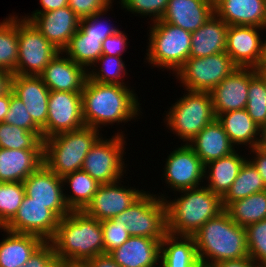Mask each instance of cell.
<instances>
[{"instance_id": "6da1fadb", "label": "cell", "mask_w": 266, "mask_h": 267, "mask_svg": "<svg viewBox=\"0 0 266 267\" xmlns=\"http://www.w3.org/2000/svg\"><path fill=\"white\" fill-rule=\"evenodd\" d=\"M130 89L129 86L103 84L87 78L81 92L85 126L102 131V126L139 119L141 104L137 94Z\"/></svg>"}, {"instance_id": "7a4b0ae2", "label": "cell", "mask_w": 266, "mask_h": 267, "mask_svg": "<svg viewBox=\"0 0 266 267\" xmlns=\"http://www.w3.org/2000/svg\"><path fill=\"white\" fill-rule=\"evenodd\" d=\"M50 242L59 262L85 264L105 253L101 221L83 211H71L62 217Z\"/></svg>"}, {"instance_id": "3957f363", "label": "cell", "mask_w": 266, "mask_h": 267, "mask_svg": "<svg viewBox=\"0 0 266 267\" xmlns=\"http://www.w3.org/2000/svg\"><path fill=\"white\" fill-rule=\"evenodd\" d=\"M192 237L202 267L249 257L246 229L236 224L225 210L209 219Z\"/></svg>"}, {"instance_id": "277c9868", "label": "cell", "mask_w": 266, "mask_h": 267, "mask_svg": "<svg viewBox=\"0 0 266 267\" xmlns=\"http://www.w3.org/2000/svg\"><path fill=\"white\" fill-rule=\"evenodd\" d=\"M178 192L181 195L177 199L165 198L168 234L192 236L209 219L224 211L222 197L205 185Z\"/></svg>"}, {"instance_id": "5b68a950", "label": "cell", "mask_w": 266, "mask_h": 267, "mask_svg": "<svg viewBox=\"0 0 266 267\" xmlns=\"http://www.w3.org/2000/svg\"><path fill=\"white\" fill-rule=\"evenodd\" d=\"M99 130L84 126L43 140V164L57 176L81 170L84 159L102 136Z\"/></svg>"}, {"instance_id": "8992f818", "label": "cell", "mask_w": 266, "mask_h": 267, "mask_svg": "<svg viewBox=\"0 0 266 267\" xmlns=\"http://www.w3.org/2000/svg\"><path fill=\"white\" fill-rule=\"evenodd\" d=\"M148 32L145 60L152 67L172 70L175 74L190 58L191 32L161 20L152 22Z\"/></svg>"}, {"instance_id": "52a82bcc", "label": "cell", "mask_w": 266, "mask_h": 267, "mask_svg": "<svg viewBox=\"0 0 266 267\" xmlns=\"http://www.w3.org/2000/svg\"><path fill=\"white\" fill-rule=\"evenodd\" d=\"M185 93L166 111L164 123L179 140L188 144L216 116L210 92L186 90Z\"/></svg>"}, {"instance_id": "ba28073f", "label": "cell", "mask_w": 266, "mask_h": 267, "mask_svg": "<svg viewBox=\"0 0 266 267\" xmlns=\"http://www.w3.org/2000/svg\"><path fill=\"white\" fill-rule=\"evenodd\" d=\"M148 192L112 220L125 223L131 236L162 241L168 234L166 197Z\"/></svg>"}, {"instance_id": "9c48e42d", "label": "cell", "mask_w": 266, "mask_h": 267, "mask_svg": "<svg viewBox=\"0 0 266 267\" xmlns=\"http://www.w3.org/2000/svg\"><path fill=\"white\" fill-rule=\"evenodd\" d=\"M123 132L118 131L108 139L101 136L84 159L81 170L87 172L101 185L123 180L127 171L125 170L127 165L123 161L127 145Z\"/></svg>"}, {"instance_id": "30bf717a", "label": "cell", "mask_w": 266, "mask_h": 267, "mask_svg": "<svg viewBox=\"0 0 266 267\" xmlns=\"http://www.w3.org/2000/svg\"><path fill=\"white\" fill-rule=\"evenodd\" d=\"M238 66L226 53L203 58H189L175 73L184 90L210 92Z\"/></svg>"}, {"instance_id": "8fae6325", "label": "cell", "mask_w": 266, "mask_h": 267, "mask_svg": "<svg viewBox=\"0 0 266 267\" xmlns=\"http://www.w3.org/2000/svg\"><path fill=\"white\" fill-rule=\"evenodd\" d=\"M18 18V61L14 75L39 76L60 52L28 20Z\"/></svg>"}, {"instance_id": "7c38bea8", "label": "cell", "mask_w": 266, "mask_h": 267, "mask_svg": "<svg viewBox=\"0 0 266 267\" xmlns=\"http://www.w3.org/2000/svg\"><path fill=\"white\" fill-rule=\"evenodd\" d=\"M84 126L81 93L50 91L48 117L46 126L42 129V139L78 130Z\"/></svg>"}, {"instance_id": "4fadbf2b", "label": "cell", "mask_w": 266, "mask_h": 267, "mask_svg": "<svg viewBox=\"0 0 266 267\" xmlns=\"http://www.w3.org/2000/svg\"><path fill=\"white\" fill-rule=\"evenodd\" d=\"M165 160L162 175L166 186L168 184L175 193L199 187L204 182L205 165L188 144L175 148Z\"/></svg>"}, {"instance_id": "5bb4252c", "label": "cell", "mask_w": 266, "mask_h": 267, "mask_svg": "<svg viewBox=\"0 0 266 267\" xmlns=\"http://www.w3.org/2000/svg\"><path fill=\"white\" fill-rule=\"evenodd\" d=\"M60 218L47 205L32 201L25 195L17 214L4 227L14 232L31 234L43 241H51L55 236Z\"/></svg>"}, {"instance_id": "9a60e30c", "label": "cell", "mask_w": 266, "mask_h": 267, "mask_svg": "<svg viewBox=\"0 0 266 267\" xmlns=\"http://www.w3.org/2000/svg\"><path fill=\"white\" fill-rule=\"evenodd\" d=\"M121 180L102 184L83 212L99 221L113 219L130 207L146 191L134 187L128 188Z\"/></svg>"}, {"instance_id": "2e32d148", "label": "cell", "mask_w": 266, "mask_h": 267, "mask_svg": "<svg viewBox=\"0 0 266 267\" xmlns=\"http://www.w3.org/2000/svg\"><path fill=\"white\" fill-rule=\"evenodd\" d=\"M25 195L32 201L47 205L60 219L71 211L64 199L62 177L42 164L23 181Z\"/></svg>"}, {"instance_id": "e0dca14e", "label": "cell", "mask_w": 266, "mask_h": 267, "mask_svg": "<svg viewBox=\"0 0 266 267\" xmlns=\"http://www.w3.org/2000/svg\"><path fill=\"white\" fill-rule=\"evenodd\" d=\"M255 68L238 67L211 91L215 116L246 109L250 80L256 75Z\"/></svg>"}, {"instance_id": "ac0fdd59", "label": "cell", "mask_w": 266, "mask_h": 267, "mask_svg": "<svg viewBox=\"0 0 266 267\" xmlns=\"http://www.w3.org/2000/svg\"><path fill=\"white\" fill-rule=\"evenodd\" d=\"M22 17L30 21L60 51L69 44L80 23V18L69 6Z\"/></svg>"}, {"instance_id": "d6986e66", "label": "cell", "mask_w": 266, "mask_h": 267, "mask_svg": "<svg viewBox=\"0 0 266 267\" xmlns=\"http://www.w3.org/2000/svg\"><path fill=\"white\" fill-rule=\"evenodd\" d=\"M261 30V31H260ZM266 28L245 25L228 26L225 52L238 67L255 68L261 60Z\"/></svg>"}, {"instance_id": "ffe728a7", "label": "cell", "mask_w": 266, "mask_h": 267, "mask_svg": "<svg viewBox=\"0 0 266 267\" xmlns=\"http://www.w3.org/2000/svg\"><path fill=\"white\" fill-rule=\"evenodd\" d=\"M39 76L50 91L81 93L88 73L85 67L60 51Z\"/></svg>"}, {"instance_id": "44dd1931", "label": "cell", "mask_w": 266, "mask_h": 267, "mask_svg": "<svg viewBox=\"0 0 266 267\" xmlns=\"http://www.w3.org/2000/svg\"><path fill=\"white\" fill-rule=\"evenodd\" d=\"M12 91L24 103L33 122L42 130L47 122L50 92L42 78L31 75H14Z\"/></svg>"}, {"instance_id": "7402d4cb", "label": "cell", "mask_w": 266, "mask_h": 267, "mask_svg": "<svg viewBox=\"0 0 266 267\" xmlns=\"http://www.w3.org/2000/svg\"><path fill=\"white\" fill-rule=\"evenodd\" d=\"M121 267H160L161 241L130 236L120 247L109 252Z\"/></svg>"}, {"instance_id": "603a6c76", "label": "cell", "mask_w": 266, "mask_h": 267, "mask_svg": "<svg viewBox=\"0 0 266 267\" xmlns=\"http://www.w3.org/2000/svg\"><path fill=\"white\" fill-rule=\"evenodd\" d=\"M214 12L228 26L266 28V0H220Z\"/></svg>"}, {"instance_id": "cb8c5ba5", "label": "cell", "mask_w": 266, "mask_h": 267, "mask_svg": "<svg viewBox=\"0 0 266 267\" xmlns=\"http://www.w3.org/2000/svg\"><path fill=\"white\" fill-rule=\"evenodd\" d=\"M214 13V6L208 0H169L161 21L192 33Z\"/></svg>"}, {"instance_id": "d4e9b609", "label": "cell", "mask_w": 266, "mask_h": 267, "mask_svg": "<svg viewBox=\"0 0 266 267\" xmlns=\"http://www.w3.org/2000/svg\"><path fill=\"white\" fill-rule=\"evenodd\" d=\"M43 164V149L0 148V182H23Z\"/></svg>"}, {"instance_id": "484cf974", "label": "cell", "mask_w": 266, "mask_h": 267, "mask_svg": "<svg viewBox=\"0 0 266 267\" xmlns=\"http://www.w3.org/2000/svg\"><path fill=\"white\" fill-rule=\"evenodd\" d=\"M188 145L204 165L210 161L223 158L236 150L216 118L205 126Z\"/></svg>"}, {"instance_id": "4316f807", "label": "cell", "mask_w": 266, "mask_h": 267, "mask_svg": "<svg viewBox=\"0 0 266 267\" xmlns=\"http://www.w3.org/2000/svg\"><path fill=\"white\" fill-rule=\"evenodd\" d=\"M228 25L215 13L191 33L190 58H203L226 50Z\"/></svg>"}, {"instance_id": "83f0119b", "label": "cell", "mask_w": 266, "mask_h": 267, "mask_svg": "<svg viewBox=\"0 0 266 267\" xmlns=\"http://www.w3.org/2000/svg\"><path fill=\"white\" fill-rule=\"evenodd\" d=\"M216 119L236 148L238 146L239 149L244 145L252 149L261 145V129L252 120L246 109L222 113Z\"/></svg>"}, {"instance_id": "f1b7e54d", "label": "cell", "mask_w": 266, "mask_h": 267, "mask_svg": "<svg viewBox=\"0 0 266 267\" xmlns=\"http://www.w3.org/2000/svg\"><path fill=\"white\" fill-rule=\"evenodd\" d=\"M248 158L238 153V148L231 154L208 162L204 169L205 186L223 197L230 189L232 183L239 174V171ZM208 168V169H207Z\"/></svg>"}, {"instance_id": "f546056e", "label": "cell", "mask_w": 266, "mask_h": 267, "mask_svg": "<svg viewBox=\"0 0 266 267\" xmlns=\"http://www.w3.org/2000/svg\"><path fill=\"white\" fill-rule=\"evenodd\" d=\"M0 229L6 234L0 242V267L25 265L33 252L44 242L35 235Z\"/></svg>"}, {"instance_id": "4dcf8cb0", "label": "cell", "mask_w": 266, "mask_h": 267, "mask_svg": "<svg viewBox=\"0 0 266 267\" xmlns=\"http://www.w3.org/2000/svg\"><path fill=\"white\" fill-rule=\"evenodd\" d=\"M160 267H202L192 236L167 234L161 241Z\"/></svg>"}, {"instance_id": "1f68e13d", "label": "cell", "mask_w": 266, "mask_h": 267, "mask_svg": "<svg viewBox=\"0 0 266 267\" xmlns=\"http://www.w3.org/2000/svg\"><path fill=\"white\" fill-rule=\"evenodd\" d=\"M62 180L63 185L67 187L63 188L64 199L70 211H83L101 185L83 170L68 173ZM68 189L72 191L69 192L70 195L65 192V190L68 192Z\"/></svg>"}, {"instance_id": "d6a6232c", "label": "cell", "mask_w": 266, "mask_h": 267, "mask_svg": "<svg viewBox=\"0 0 266 267\" xmlns=\"http://www.w3.org/2000/svg\"><path fill=\"white\" fill-rule=\"evenodd\" d=\"M239 226H247L266 219V190L236 200L224 209Z\"/></svg>"}, {"instance_id": "836d02e7", "label": "cell", "mask_w": 266, "mask_h": 267, "mask_svg": "<svg viewBox=\"0 0 266 267\" xmlns=\"http://www.w3.org/2000/svg\"><path fill=\"white\" fill-rule=\"evenodd\" d=\"M266 190L261 175L254 165L247 159L242 165L238 176L232 183L230 189L222 197L224 209L232 202L246 198L254 193H259Z\"/></svg>"}, {"instance_id": "e575fe53", "label": "cell", "mask_w": 266, "mask_h": 267, "mask_svg": "<svg viewBox=\"0 0 266 267\" xmlns=\"http://www.w3.org/2000/svg\"><path fill=\"white\" fill-rule=\"evenodd\" d=\"M102 42L103 37L87 36L78 28L62 52L88 70L102 55Z\"/></svg>"}, {"instance_id": "d590c367", "label": "cell", "mask_w": 266, "mask_h": 267, "mask_svg": "<svg viewBox=\"0 0 266 267\" xmlns=\"http://www.w3.org/2000/svg\"><path fill=\"white\" fill-rule=\"evenodd\" d=\"M18 17L10 14L0 22V69L11 73L18 61Z\"/></svg>"}, {"instance_id": "8d00e7d4", "label": "cell", "mask_w": 266, "mask_h": 267, "mask_svg": "<svg viewBox=\"0 0 266 267\" xmlns=\"http://www.w3.org/2000/svg\"><path fill=\"white\" fill-rule=\"evenodd\" d=\"M124 62L122 57L101 55L93 64L94 66L87 70L88 79L103 84L129 86L124 81V77L128 74Z\"/></svg>"}, {"instance_id": "74e56055", "label": "cell", "mask_w": 266, "mask_h": 267, "mask_svg": "<svg viewBox=\"0 0 266 267\" xmlns=\"http://www.w3.org/2000/svg\"><path fill=\"white\" fill-rule=\"evenodd\" d=\"M0 148L43 149L42 131H27L2 122L0 123Z\"/></svg>"}, {"instance_id": "f35d334b", "label": "cell", "mask_w": 266, "mask_h": 267, "mask_svg": "<svg viewBox=\"0 0 266 267\" xmlns=\"http://www.w3.org/2000/svg\"><path fill=\"white\" fill-rule=\"evenodd\" d=\"M24 197L23 182H0V228L14 218Z\"/></svg>"}, {"instance_id": "ab89813d", "label": "cell", "mask_w": 266, "mask_h": 267, "mask_svg": "<svg viewBox=\"0 0 266 267\" xmlns=\"http://www.w3.org/2000/svg\"><path fill=\"white\" fill-rule=\"evenodd\" d=\"M246 110L260 129L266 125V83L257 74L249 83Z\"/></svg>"}, {"instance_id": "60d3db41", "label": "cell", "mask_w": 266, "mask_h": 267, "mask_svg": "<svg viewBox=\"0 0 266 267\" xmlns=\"http://www.w3.org/2000/svg\"><path fill=\"white\" fill-rule=\"evenodd\" d=\"M245 229L249 257L266 267V219L251 224Z\"/></svg>"}, {"instance_id": "b9f144b4", "label": "cell", "mask_w": 266, "mask_h": 267, "mask_svg": "<svg viewBox=\"0 0 266 267\" xmlns=\"http://www.w3.org/2000/svg\"><path fill=\"white\" fill-rule=\"evenodd\" d=\"M169 0H120L122 9L130 11L132 14L148 16L151 22L161 20Z\"/></svg>"}, {"instance_id": "7bdbcfd3", "label": "cell", "mask_w": 266, "mask_h": 267, "mask_svg": "<svg viewBox=\"0 0 266 267\" xmlns=\"http://www.w3.org/2000/svg\"><path fill=\"white\" fill-rule=\"evenodd\" d=\"M4 122L27 131H42L32 120L24 103L11 91V101Z\"/></svg>"}, {"instance_id": "ee69618b", "label": "cell", "mask_w": 266, "mask_h": 267, "mask_svg": "<svg viewBox=\"0 0 266 267\" xmlns=\"http://www.w3.org/2000/svg\"><path fill=\"white\" fill-rule=\"evenodd\" d=\"M101 226L105 253L120 247L131 236L123 222H115L112 219H108L101 221Z\"/></svg>"}, {"instance_id": "f6af8a7d", "label": "cell", "mask_w": 266, "mask_h": 267, "mask_svg": "<svg viewBox=\"0 0 266 267\" xmlns=\"http://www.w3.org/2000/svg\"><path fill=\"white\" fill-rule=\"evenodd\" d=\"M107 11H109V9L80 19L79 29L87 36L103 37V41L108 36L115 34L120 29L110 23L108 24V21L105 20L103 15H106V13H108ZM103 18L105 21L102 20Z\"/></svg>"}, {"instance_id": "bcb514c9", "label": "cell", "mask_w": 266, "mask_h": 267, "mask_svg": "<svg viewBox=\"0 0 266 267\" xmlns=\"http://www.w3.org/2000/svg\"><path fill=\"white\" fill-rule=\"evenodd\" d=\"M114 0H68V6L80 18H86L111 9Z\"/></svg>"}, {"instance_id": "7dc6e473", "label": "cell", "mask_w": 266, "mask_h": 267, "mask_svg": "<svg viewBox=\"0 0 266 267\" xmlns=\"http://www.w3.org/2000/svg\"><path fill=\"white\" fill-rule=\"evenodd\" d=\"M57 262L53 244L50 241H44L33 252L25 265L19 267H53Z\"/></svg>"}, {"instance_id": "c3c4849f", "label": "cell", "mask_w": 266, "mask_h": 267, "mask_svg": "<svg viewBox=\"0 0 266 267\" xmlns=\"http://www.w3.org/2000/svg\"><path fill=\"white\" fill-rule=\"evenodd\" d=\"M128 38L124 31L118 30L115 34L108 36L102 42V55L122 57L128 47ZM125 51V52H124Z\"/></svg>"}, {"instance_id": "681fc988", "label": "cell", "mask_w": 266, "mask_h": 267, "mask_svg": "<svg viewBox=\"0 0 266 267\" xmlns=\"http://www.w3.org/2000/svg\"><path fill=\"white\" fill-rule=\"evenodd\" d=\"M250 150V157H253L252 159L249 157L248 160L254 165L266 184V147L260 145Z\"/></svg>"}, {"instance_id": "f907efd6", "label": "cell", "mask_w": 266, "mask_h": 267, "mask_svg": "<svg viewBox=\"0 0 266 267\" xmlns=\"http://www.w3.org/2000/svg\"><path fill=\"white\" fill-rule=\"evenodd\" d=\"M211 267H263V266L253 261L250 257H245L242 259L224 260L212 265Z\"/></svg>"}, {"instance_id": "816d5d0a", "label": "cell", "mask_w": 266, "mask_h": 267, "mask_svg": "<svg viewBox=\"0 0 266 267\" xmlns=\"http://www.w3.org/2000/svg\"><path fill=\"white\" fill-rule=\"evenodd\" d=\"M87 267H121L119 266L109 253H104L89 259L86 263Z\"/></svg>"}, {"instance_id": "f5cc1de1", "label": "cell", "mask_w": 266, "mask_h": 267, "mask_svg": "<svg viewBox=\"0 0 266 267\" xmlns=\"http://www.w3.org/2000/svg\"><path fill=\"white\" fill-rule=\"evenodd\" d=\"M39 2L42 9H37L31 12L32 14L44 13L68 6V0H39Z\"/></svg>"}, {"instance_id": "db71d44e", "label": "cell", "mask_w": 266, "mask_h": 267, "mask_svg": "<svg viewBox=\"0 0 266 267\" xmlns=\"http://www.w3.org/2000/svg\"><path fill=\"white\" fill-rule=\"evenodd\" d=\"M13 77V73L0 69V97L12 91Z\"/></svg>"}, {"instance_id": "11a10c76", "label": "cell", "mask_w": 266, "mask_h": 267, "mask_svg": "<svg viewBox=\"0 0 266 267\" xmlns=\"http://www.w3.org/2000/svg\"><path fill=\"white\" fill-rule=\"evenodd\" d=\"M11 101V92L0 97V123L4 122Z\"/></svg>"}, {"instance_id": "9f6ffc18", "label": "cell", "mask_w": 266, "mask_h": 267, "mask_svg": "<svg viewBox=\"0 0 266 267\" xmlns=\"http://www.w3.org/2000/svg\"><path fill=\"white\" fill-rule=\"evenodd\" d=\"M255 70L257 75L266 83V64H258Z\"/></svg>"}, {"instance_id": "6f0895ef", "label": "cell", "mask_w": 266, "mask_h": 267, "mask_svg": "<svg viewBox=\"0 0 266 267\" xmlns=\"http://www.w3.org/2000/svg\"><path fill=\"white\" fill-rule=\"evenodd\" d=\"M258 64H266V39L263 40L262 57Z\"/></svg>"}, {"instance_id": "680465c9", "label": "cell", "mask_w": 266, "mask_h": 267, "mask_svg": "<svg viewBox=\"0 0 266 267\" xmlns=\"http://www.w3.org/2000/svg\"><path fill=\"white\" fill-rule=\"evenodd\" d=\"M261 146L266 147V125L261 129Z\"/></svg>"}, {"instance_id": "91938a15", "label": "cell", "mask_w": 266, "mask_h": 267, "mask_svg": "<svg viewBox=\"0 0 266 267\" xmlns=\"http://www.w3.org/2000/svg\"><path fill=\"white\" fill-rule=\"evenodd\" d=\"M65 267H87L84 263H65Z\"/></svg>"}, {"instance_id": "94428289", "label": "cell", "mask_w": 266, "mask_h": 267, "mask_svg": "<svg viewBox=\"0 0 266 267\" xmlns=\"http://www.w3.org/2000/svg\"><path fill=\"white\" fill-rule=\"evenodd\" d=\"M53 267H65V263L58 261Z\"/></svg>"}, {"instance_id": "6125c7cd", "label": "cell", "mask_w": 266, "mask_h": 267, "mask_svg": "<svg viewBox=\"0 0 266 267\" xmlns=\"http://www.w3.org/2000/svg\"><path fill=\"white\" fill-rule=\"evenodd\" d=\"M213 6H215L220 0H208Z\"/></svg>"}]
</instances>
